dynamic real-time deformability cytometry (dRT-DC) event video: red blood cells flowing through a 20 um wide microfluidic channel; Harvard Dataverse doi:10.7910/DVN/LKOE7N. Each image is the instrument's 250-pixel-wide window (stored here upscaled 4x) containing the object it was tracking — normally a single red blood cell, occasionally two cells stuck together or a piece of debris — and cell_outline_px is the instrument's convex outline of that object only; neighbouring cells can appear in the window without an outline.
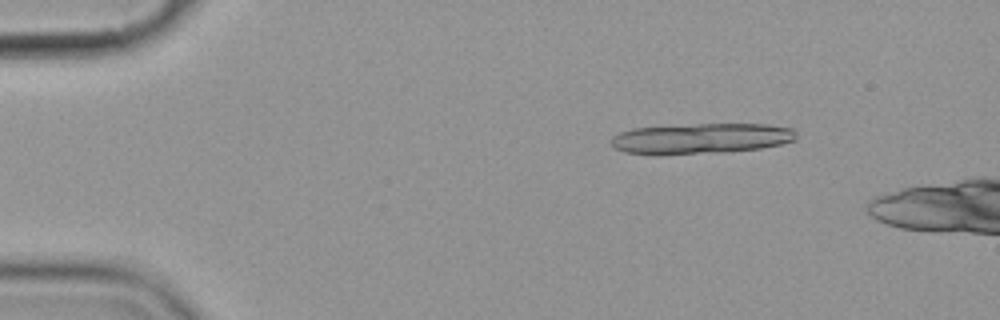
{"species": "common noctule bat (a hibernating species)", "species_latin": "Nyctalus noctula", "temperature_condition": "cold", "stored_images_in_passage": 5, "camera_frame_rate_fps": 3000, "um_per_image_px": 0.085, "animal": {"sex": "female", "body_mass_g": 19.9}, "frame": {"image": 1, "passage_image": 2, "time_ms": 1.0, "image_size_px": [1000, 320], "cell_outline_px": [[796, 140], [780, 144], [760, 148], [724, 152], [660, 156], [652, 156], [624, 152], [616, 148], [612, 144], [612, 136], [620, 132], [632, 128], [696, 124], [768, 124], [792, 128], [796, 132]], "centroid_in_image_um": [59.55, 11.79], "position_along_channel_um": 25.5, "area_um2": 33.41}}